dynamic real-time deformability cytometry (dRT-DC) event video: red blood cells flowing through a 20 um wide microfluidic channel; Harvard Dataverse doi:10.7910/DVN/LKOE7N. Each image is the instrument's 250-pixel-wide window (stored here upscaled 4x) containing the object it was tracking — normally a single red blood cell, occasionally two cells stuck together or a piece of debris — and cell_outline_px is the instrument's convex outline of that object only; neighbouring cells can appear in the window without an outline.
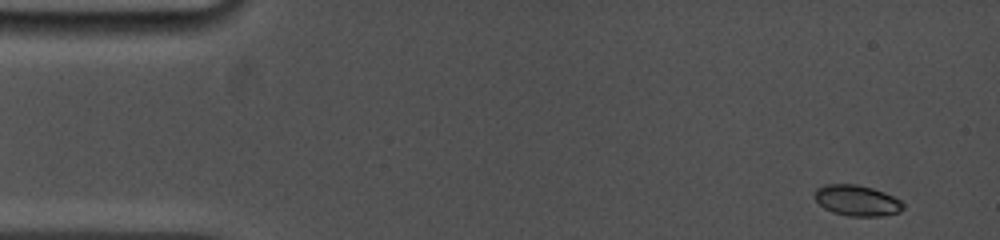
{"species": "common noctule bat (a hibernating species)", "species_latin": "Nyctalus noctula", "temperature_condition": "cold", "stored_images_in_passage": 22, "camera_frame_rate_fps": 5000, "um_per_image_px": 0.085, "animal": {"sex": "female", "body_mass_g": 19.0, "forearm_length_mm": 53.3}, "frame": {"image": 1, "passage_image": 1, "time_ms": 0.0, "image_size_px": [1000, 240], "cell_outline_px": [[904, 208], [900, 212], [884, 216], [848, 216], [832, 212], [824, 208], [816, 200], [816, 188], [824, 184], [856, 184], [872, 188], [884, 192], [900, 200], [904, 204]], "centroid_in_image_um": [72.86, 17.05], "position_along_channel_um": 12.1, "area_um2": 15.9}}
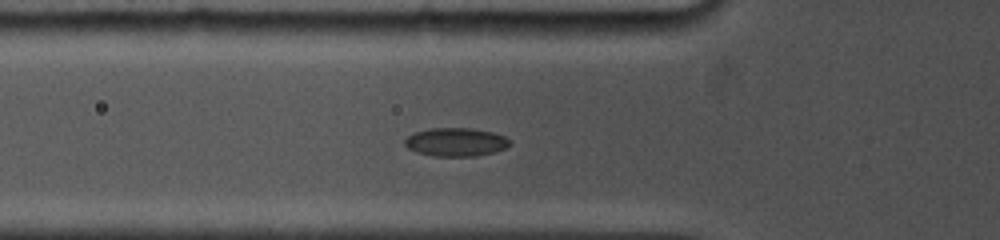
{"frame": {"image": 2, "passage_image": 13, "time_ms": 4.8, "image_size_px": [1000, 240], "cell_outline_px": [[512, 144], [504, 148], [492, 152], [476, 156], [432, 156], [416, 152], [408, 148], [404, 144], [404, 140], [408, 136], [416, 132], [428, 128], [472, 128], [492, 132], [504, 136]], "centroid_in_image_um": [38.72, 12.07], "position_along_channel_um": 87.1, "area_um2": 17.34}}
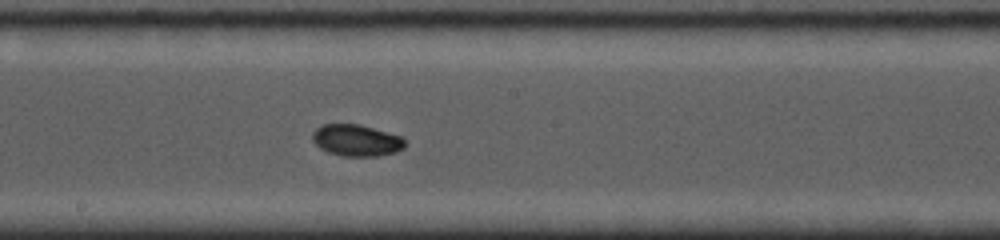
{"frame": {"image": 3, "passage_image": 22, "time_ms": 8.2, "image_size_px": [1000, 240], "cell_outline_px": [[404, 148], [396, 152], [376, 156], [344, 156], [328, 152], [320, 148], [312, 140], [312, 132], [316, 128], [324, 124], [360, 124], [400, 136], [404, 140]], "centroid_in_image_um": [30.27, 11.93], "position_along_channel_um": 217.9, "area_um2": 16.94}}